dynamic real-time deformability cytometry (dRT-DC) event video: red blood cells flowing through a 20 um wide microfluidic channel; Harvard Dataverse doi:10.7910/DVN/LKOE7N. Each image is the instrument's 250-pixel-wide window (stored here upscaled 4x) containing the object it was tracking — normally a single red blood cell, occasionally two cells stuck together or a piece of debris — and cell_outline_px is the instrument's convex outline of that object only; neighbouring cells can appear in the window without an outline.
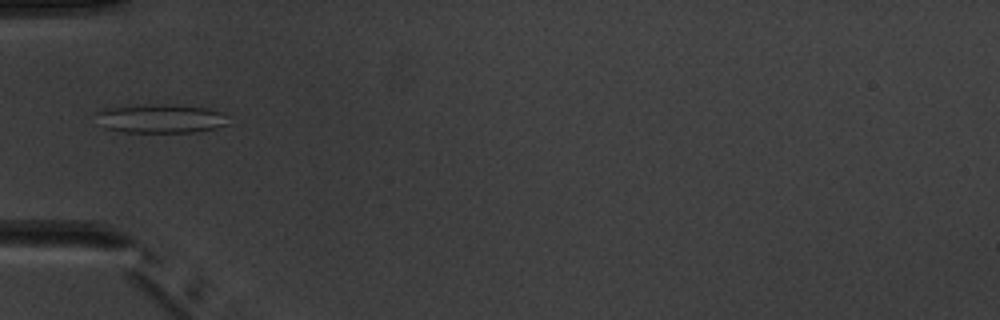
{"species": "common noctule bat (a hibernating species)", "species_latin": "Nyctalus noctula", "temperature_condition": "warm", "stored_images_in_passage": 4, "camera_frame_rate_fps": 3000, "um_per_image_px": 0.085, "animal": {"sex": "male", "body_mass_g": 20.1, "forearm_length_mm": 53.5}, "frame": {"image": 1, "passage_image": 2, "time_ms": 1.0, "image_size_px": [1000, 320], "cell_outline_px": [[228, 124], [216, 128], [196, 132], [120, 132], [104, 128], [96, 112], [104, 108], [152, 104], [172, 104], [208, 108], [220, 112], [228, 116]], "centroid_in_image_um": [13.69, 10.08], "position_along_channel_um": 71.3, "area_um2": 22.31}}